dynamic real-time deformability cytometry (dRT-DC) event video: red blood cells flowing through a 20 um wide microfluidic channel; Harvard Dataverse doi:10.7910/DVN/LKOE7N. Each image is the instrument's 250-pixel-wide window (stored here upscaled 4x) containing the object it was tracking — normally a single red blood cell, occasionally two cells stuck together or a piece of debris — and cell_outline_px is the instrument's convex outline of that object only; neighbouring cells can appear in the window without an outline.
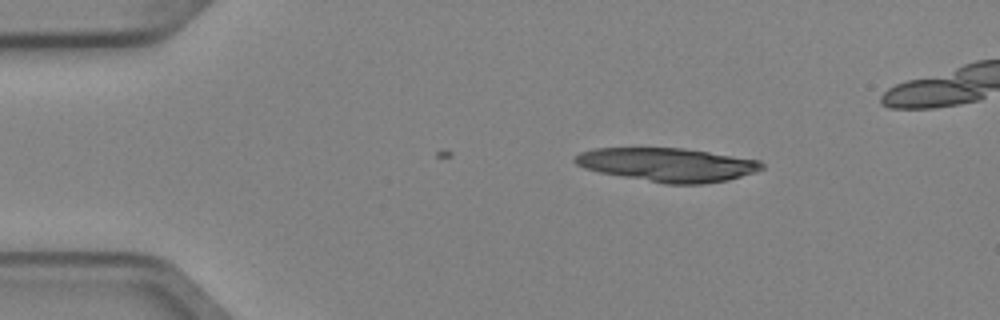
{"species": "Egyptian fruit bat (a non-hibernating species)", "species_latin": "Rousettus aegyptiacus", "temperature_condition": "cold", "stored_images_in_passage": 3, "camera_frame_rate_fps": 3000, "um_per_image_px": 0.085, "animal": {"sex": "female"}, "frame": {"image": 1, "passage_image": 3, "time_ms": 0.667, "image_size_px": [1000, 320], "cell_outline_px": [[764, 168], [756, 172], [728, 180], [704, 184], [668, 184], [600, 172], [584, 168], [576, 164], [572, 160], [572, 156], [580, 152], [596, 148], [684, 148], [760, 160], [764, 164]], "centroid_in_image_um": [56.75, 13.99], "position_along_channel_um": 28.3, "area_um2": 36.65}}